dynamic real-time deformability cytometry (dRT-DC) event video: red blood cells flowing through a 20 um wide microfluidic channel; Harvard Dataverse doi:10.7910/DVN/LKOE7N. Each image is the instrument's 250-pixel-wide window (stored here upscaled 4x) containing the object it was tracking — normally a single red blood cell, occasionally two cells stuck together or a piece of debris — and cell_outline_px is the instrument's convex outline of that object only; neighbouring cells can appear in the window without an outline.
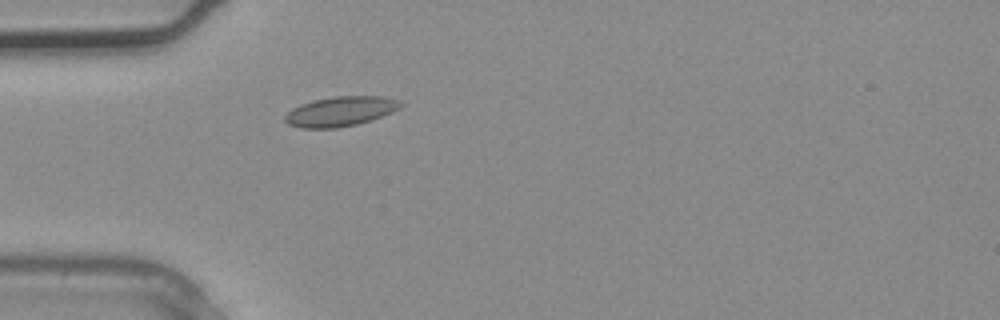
{"species": "common noctule bat (a hibernating species)", "species_latin": "Nyctalus noctula", "temperature_condition": "warm", "stored_images_in_passage": 1, "camera_frame_rate_fps": 3000, "um_per_image_px": 0.085, "animal": {"sex": "male", "body_mass_g": 20.4}, "frame": {"image": 1, "passage_image": 1, "time_ms": 0.0, "image_size_px": [1000, 320], "cell_outline_px": [[404, 104], [400, 108], [392, 112], [356, 124], [336, 128], [300, 128], [288, 124], [284, 120], [284, 116], [292, 108], [300, 104], [312, 100], [336, 96], [384, 96], [400, 100]], "centroid_in_image_um": [28.92, 9.45], "position_along_channel_um": 56.1, "area_um2": 20.06}}